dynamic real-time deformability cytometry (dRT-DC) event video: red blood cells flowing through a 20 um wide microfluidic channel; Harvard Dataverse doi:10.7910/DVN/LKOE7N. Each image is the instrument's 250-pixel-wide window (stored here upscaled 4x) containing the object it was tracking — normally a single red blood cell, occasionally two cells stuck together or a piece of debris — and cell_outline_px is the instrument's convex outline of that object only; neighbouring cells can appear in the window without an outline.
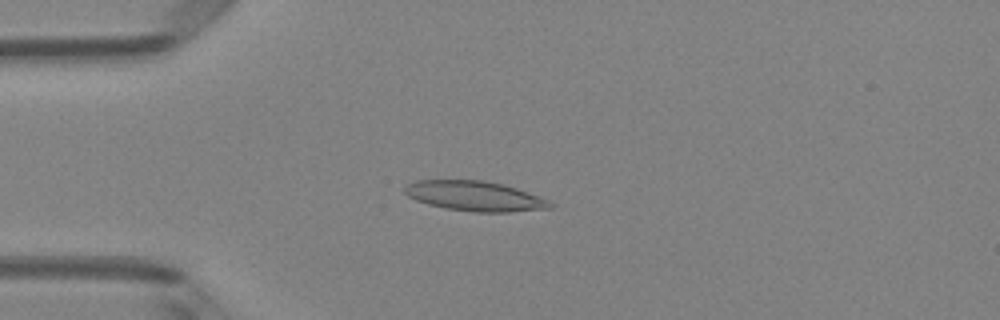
{"species": "Egyptian fruit bat (a non-hibernating species)", "species_latin": "Rousettus aegyptiacus", "temperature_condition": "room temperature", "stored_images_in_passage": 49, "camera_frame_rate_fps": 3000, "um_per_image_px": 0.085, "animal": {"sex": "female"}, "frame": {"image": 1, "passage_image": 12, "time_ms": 3.667, "image_size_px": [1000, 320], "cell_outline_px": [[552, 208], [508, 212], [472, 212], [444, 208], [428, 204], [416, 200], [408, 196], [404, 192], [404, 188], [408, 184], [416, 180], [484, 180], [504, 184], [516, 188], [548, 200], [552, 204]], "centroid_in_image_um": [40.33, 16.66], "position_along_channel_um": 44.7, "area_um2": 25.32}}
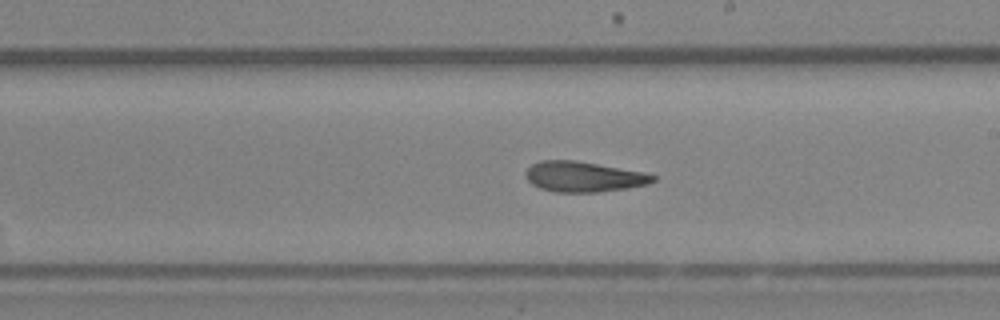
{"frame": {"image": 2, "passage_image": 28, "time_ms": 9.0, "image_size_px": [1000, 320], "cell_outline_px": [[656, 180], [648, 184], [628, 188], [596, 192], [556, 192], [540, 188], [532, 184], [528, 180], [524, 172], [532, 164], [540, 160], [576, 160], [644, 172], [656, 176]], "centroid_in_image_um": [49.6, 15.01], "position_along_channel_um": 239.4, "area_um2": 22.54}}
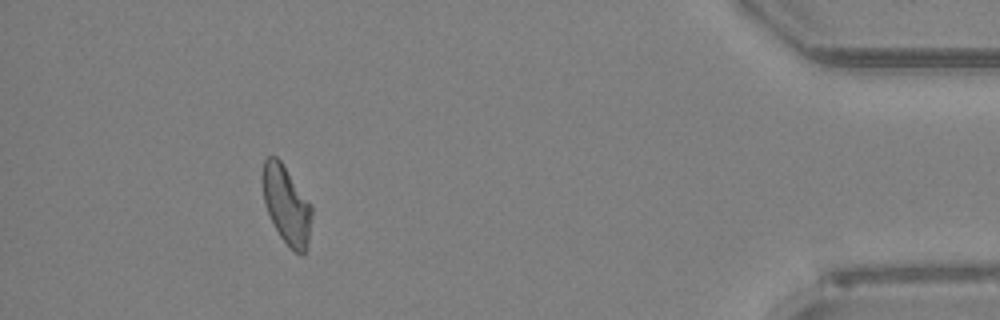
{"frame": {"image": 3, "passage_image": 45, "time_ms": 14.667, "image_size_px": [1000, 320], "cell_outline_px": [[312, 212], [308, 240], [304, 252], [300, 256], [280, 236], [264, 204], [264, 160], [268, 156], [276, 156], [280, 160], [312, 204]], "centroid_in_image_um": [24.38, 17.41], "position_along_channel_um": 410.8, "area_um2": 21.73}, "authors_computed_cell_mechanics": {"area_um2": 23.0622, "velocity_mm_per_s": 4.0203, "shape_relaxation_time_tau1_ms": 5.7521, "shape_relaxation_time_tau2_ms": 4.7461, "deformation_change_tau1": 0.195, "deformation_change_tau2": 0.1586}}